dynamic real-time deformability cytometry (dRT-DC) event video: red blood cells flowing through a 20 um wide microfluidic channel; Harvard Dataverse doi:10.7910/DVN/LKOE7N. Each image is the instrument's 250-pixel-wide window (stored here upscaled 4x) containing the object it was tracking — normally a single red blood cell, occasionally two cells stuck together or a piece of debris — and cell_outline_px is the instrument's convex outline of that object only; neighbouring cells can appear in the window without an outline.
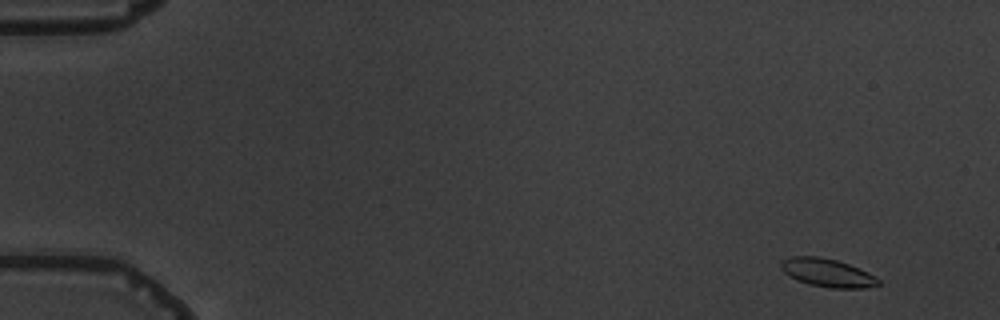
{"species": "common noctule bat (a hibernating species)", "species_latin": "Nyctalus noctula", "temperature_condition": "warm", "stored_images_in_passage": 5, "camera_frame_rate_fps": 3000, "um_per_image_px": 0.085, "animal": {"sex": "male", "body_mass_g": 19.5, "forearm_length_mm": 54.6}, "frame": {"image": 1, "passage_image": 1, "time_ms": 0.0, "image_size_px": [1000, 320], "cell_outline_px": [[880, 284], [864, 288], [832, 288], [808, 284], [796, 280], [788, 276], [780, 268], [780, 264], [784, 260], [792, 256], [820, 256], [836, 260], [848, 264], [880, 280]], "centroid_in_image_um": [70.26, 23.19], "position_along_channel_um": 14.7, "area_um2": 15.78}}
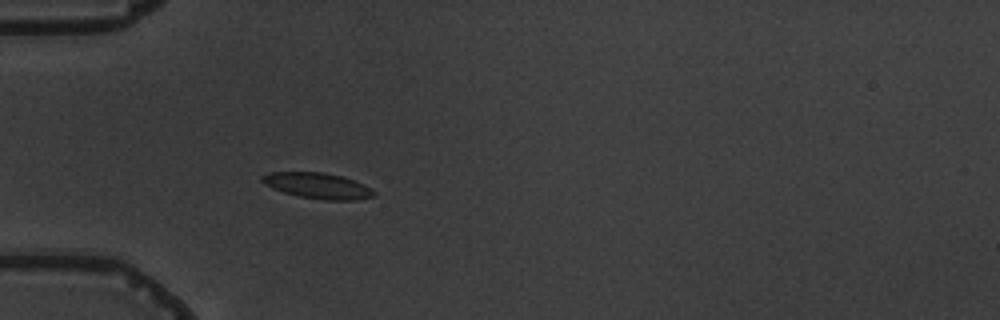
{"frame": {"image": 2, "passage_image": 5, "time_ms": 4.667, "image_size_px": [1000, 320], "cell_outline_px": [[376, 196], [356, 200], [324, 200], [300, 196], [284, 192], [272, 188], [264, 184], [260, 180], [260, 176], [272, 172], [324, 172], [340, 176], [352, 180], [376, 192]], "centroid_in_image_um": [26.96, 15.79], "position_along_channel_um": 58.0, "area_um2": 16.59}}